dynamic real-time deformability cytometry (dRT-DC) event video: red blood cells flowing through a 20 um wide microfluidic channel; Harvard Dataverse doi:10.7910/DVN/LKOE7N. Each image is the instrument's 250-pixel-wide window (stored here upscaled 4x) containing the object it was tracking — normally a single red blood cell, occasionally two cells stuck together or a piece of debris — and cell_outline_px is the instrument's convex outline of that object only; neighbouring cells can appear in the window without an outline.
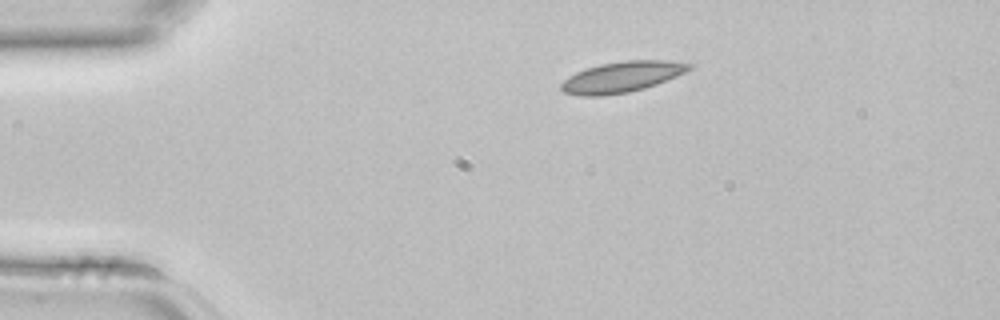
{"species": "common noctule bat (a hibernating species)", "species_latin": "Nyctalus noctula", "temperature_condition": "room temperature", "stored_images_in_passage": 2, "camera_frame_rate_fps": 3000, "um_per_image_px": 0.085, "animal": {"sex": "female", "body_mass_g": 22.7, "forearm_length_mm": 54.2}, "frame": {"image": 1, "passage_image": 1, "time_ms": 0.0, "image_size_px": [1000, 320], "cell_outline_px": [[692, 68], [676, 76], [656, 84], [644, 88], [628, 92], [600, 96], [580, 96], [564, 92], [560, 88], [560, 84], [568, 76], [584, 68], [600, 64], [624, 60], [672, 60], [692, 64]], "centroid_in_image_um": [52.83, 6.53], "position_along_channel_um": 32.2, "area_um2": 23.0}}